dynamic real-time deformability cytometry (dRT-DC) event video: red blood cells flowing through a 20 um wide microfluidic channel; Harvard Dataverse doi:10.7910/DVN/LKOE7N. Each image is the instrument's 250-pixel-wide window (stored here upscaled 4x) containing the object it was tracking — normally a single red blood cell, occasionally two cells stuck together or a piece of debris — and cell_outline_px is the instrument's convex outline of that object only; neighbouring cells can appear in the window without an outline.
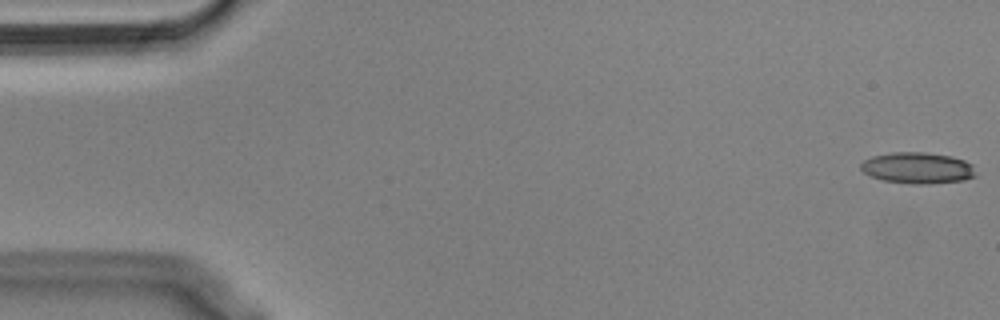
{"species": "Egyptian fruit bat (a non-hibernating species)", "species_latin": "Rousettus aegyptiacus", "temperature_condition": "cold", "stored_images_in_passage": 55, "camera_frame_rate_fps": 3000, "um_per_image_px": 0.085, "animal": {"sex": "male"}, "frame": {"image": 1, "passage_image": 1, "time_ms": 0.0, "image_size_px": [1000, 320], "cell_outline_px": [[976, 176], [964, 180], [928, 184], [912, 184], [884, 180], [872, 176], [864, 172], [860, 168], [860, 164], [864, 160], [872, 156], [896, 152], [924, 152], [948, 156], [964, 160], [972, 164]], "centroid_in_image_um": [78.0, 14.28], "position_along_channel_um": 7.0, "area_um2": 20.75}}
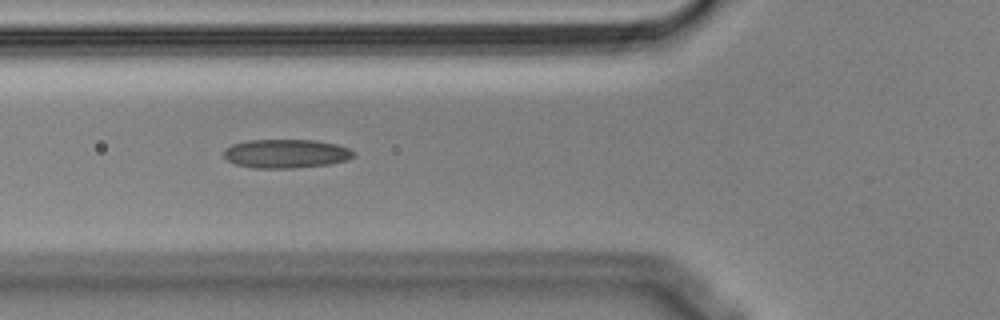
{"frame": {"image": 2, "passage_image": 20, "time_ms": 6.333, "image_size_px": [1000, 320], "cell_outline_px": [[356, 156], [348, 160], [328, 164], [292, 168], [252, 168], [236, 164], [228, 160], [224, 156], [224, 148], [232, 144], [248, 140], [316, 140], [336, 144], [348, 148], [356, 152]], "centroid_in_image_um": [24.33, 13.05], "position_along_channel_um": 101.5, "area_um2": 21.91}}
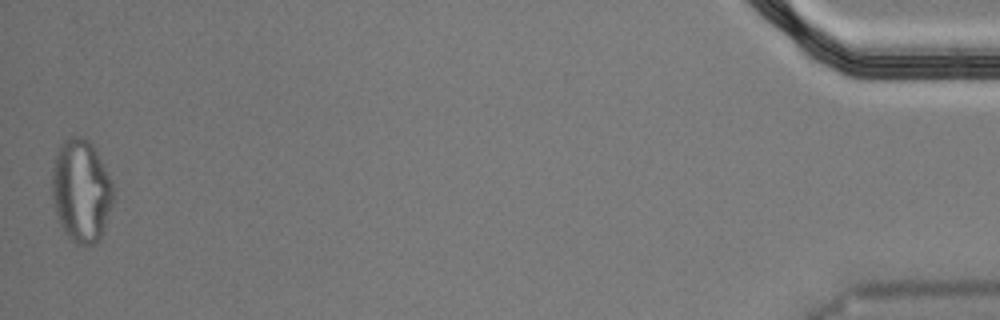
{"frame": {"image": 3, "passage_image": 55, "time_ms": 18.0, "image_size_px": [1000, 320], "cell_outline_px": [[112, 204], [100, 240], [96, 244], [76, 244], [64, 232], [60, 224], [56, 212], [52, 196], [52, 168], [56, 156], [64, 140], [68, 136], [84, 136], [96, 148], [112, 180]], "centroid_in_image_um": [6.91, 16.2], "position_along_channel_um": 428.3, "area_um2": 36.7}, "authors_computed_cell_mechanics": {"area_um2": 21.8484, "velocity_mm_per_s": 3.6126, "shape_relaxation_time_tau1_ms": null, "shape_relaxation_time_tau2_ms": 3.6711, "deformation_change_tau1": null, "deformation_change_tau2": 0.1227}}